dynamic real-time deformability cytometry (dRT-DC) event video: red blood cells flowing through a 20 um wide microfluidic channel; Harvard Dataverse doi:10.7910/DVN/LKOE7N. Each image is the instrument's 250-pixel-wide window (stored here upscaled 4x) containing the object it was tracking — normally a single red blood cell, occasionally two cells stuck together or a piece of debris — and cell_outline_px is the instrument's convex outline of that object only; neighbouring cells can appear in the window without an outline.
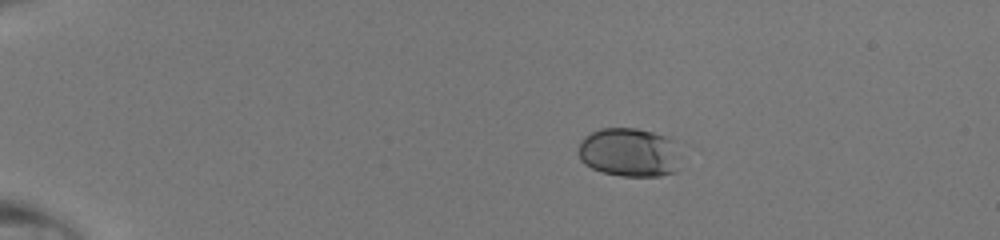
{"species": "human", "species_latin": "Homo sapiens", "temperature_condition": "room temperature", "stored_images_in_passage": 39, "camera_frame_rate_fps": 3000, "um_per_image_px": 0.085, "donor": {"sex": "male"}, "frame": {"image": 1, "passage_image": 1, "time_ms": 0.0, "image_size_px": [1000, 240], "cell_outline_px": [[680, 168], [676, 172], [660, 176], [620, 176], [600, 172], [584, 164], [580, 160], [580, 140], [584, 136], [600, 128], [636, 128], [652, 132], [664, 136], [672, 140]], "centroid_in_image_um": [53.45, 12.97], "position_along_channel_um": 31.5, "area_um2": 29.07}}
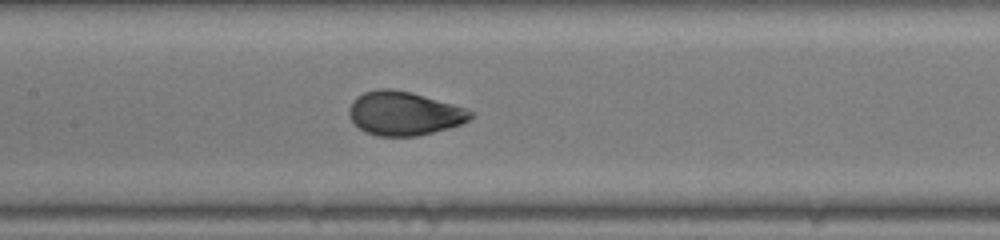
{"frame": {"image": 2, "passage_image": 17, "time_ms": 5.333, "image_size_px": [1000, 240], "cell_outline_px": [[476, 116], [460, 124], [448, 128], [416, 136], [376, 136], [364, 132], [352, 120], [348, 112], [348, 108], [352, 100], [356, 96], [364, 92], [376, 88], [392, 88], [412, 92], [452, 104], [476, 112]], "centroid_in_image_um": [34.33, 9.62], "position_along_channel_um": 173.1, "area_um2": 31.21}}
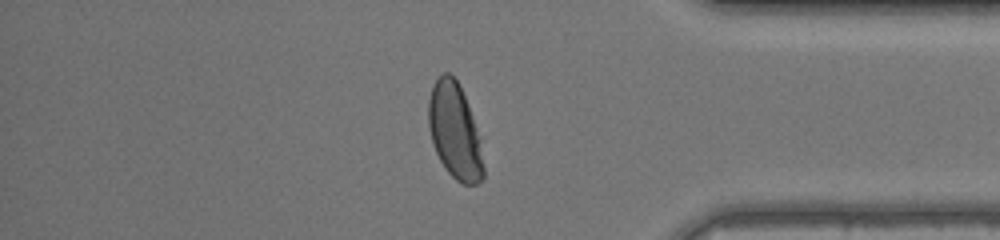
{"frame": {"image": 3, "passage_image": 33, "time_ms": 10.667, "image_size_px": [1000, 240], "cell_outline_px": [[484, 176], [476, 184], [464, 184], [456, 180], [444, 168], [432, 144], [428, 124], [428, 100], [432, 84], [444, 72], [448, 72], [456, 80], [468, 104], [480, 140], [484, 168]], "centroid_in_image_um": [38.63, 11.16], "position_along_channel_um": 396.6, "area_um2": 30.46}}